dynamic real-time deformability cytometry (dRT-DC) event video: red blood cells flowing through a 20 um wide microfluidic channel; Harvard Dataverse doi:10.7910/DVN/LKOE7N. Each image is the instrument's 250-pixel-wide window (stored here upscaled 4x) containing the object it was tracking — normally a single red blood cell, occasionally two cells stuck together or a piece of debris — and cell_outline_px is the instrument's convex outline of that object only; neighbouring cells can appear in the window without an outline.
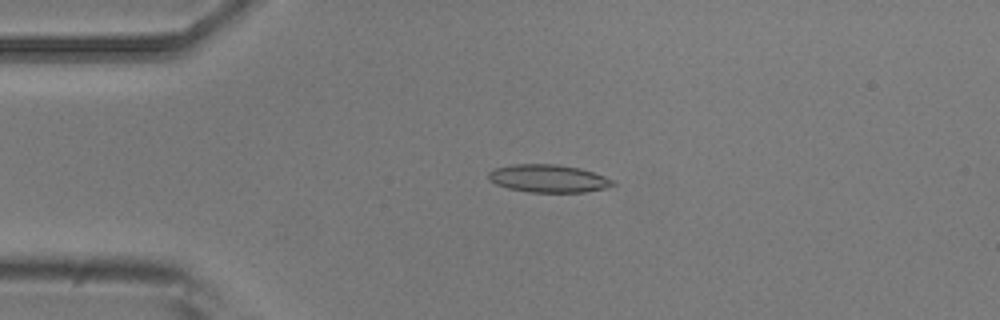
{"species": "common noctule bat (a hibernating species)", "species_latin": "Nyctalus noctula", "temperature_condition": "room temperature", "stored_images_in_passage": 49, "camera_frame_rate_fps": 3000, "um_per_image_px": 0.085, "animal": {"sex": "male", "body_mass_g": 20.5, "forearm_length_mm": 52.5}, "frame": {"image": 1, "passage_image": 10, "time_ms": 3.0, "image_size_px": [1000, 320], "cell_outline_px": [[616, 184], [608, 188], [584, 192], [528, 192], [508, 188], [496, 184], [488, 180], [488, 172], [496, 168], [512, 164], [556, 164], [580, 168], [616, 180]], "centroid_in_image_um": [46.63, 15.17], "position_along_channel_um": 38.4, "area_um2": 20.29}}
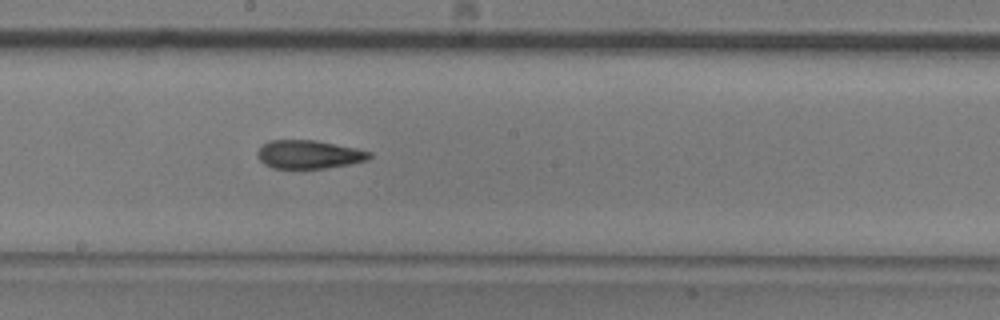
{"frame": {"image": 2, "passage_image": 26, "time_ms": 8.333, "image_size_px": [1000, 320], "cell_outline_px": [[372, 156], [368, 160], [352, 164], [324, 168], [272, 168], [264, 164], [256, 156], [256, 152], [268, 140], [316, 140], [356, 148], [372, 152]], "centroid_in_image_um": [26.27, 13.12], "position_along_channel_um": 221.9, "area_um2": 18.67}}
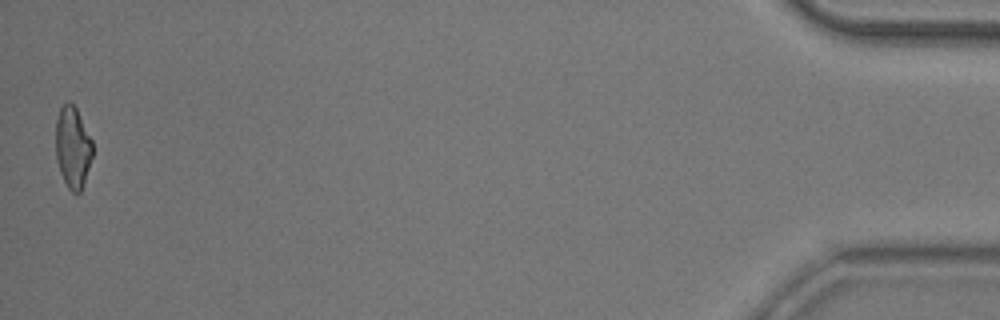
{"frame": {"image": 3, "passage_image": 49, "time_ms": 16.0, "image_size_px": [1000, 320], "cell_outline_px": [[92, 156], [80, 192], [72, 192], [68, 188], [60, 172], [56, 160], [56, 120], [60, 108], [68, 100], [76, 108], [92, 140]], "centroid_in_image_um": [6.17, 12.5], "position_along_channel_um": 429.0, "area_um2": 17.22}, "authors_computed_cell_mechanics": {"area_um2": 19.0162, "velocity_mm_per_s": 3.9431, "shape_relaxation_time_tau1_ms": 10.2027, "shape_relaxation_time_tau2_ms": 3.4948, "deformation_change_tau1": 0.2467, "deformation_change_tau2": 0.1304}}